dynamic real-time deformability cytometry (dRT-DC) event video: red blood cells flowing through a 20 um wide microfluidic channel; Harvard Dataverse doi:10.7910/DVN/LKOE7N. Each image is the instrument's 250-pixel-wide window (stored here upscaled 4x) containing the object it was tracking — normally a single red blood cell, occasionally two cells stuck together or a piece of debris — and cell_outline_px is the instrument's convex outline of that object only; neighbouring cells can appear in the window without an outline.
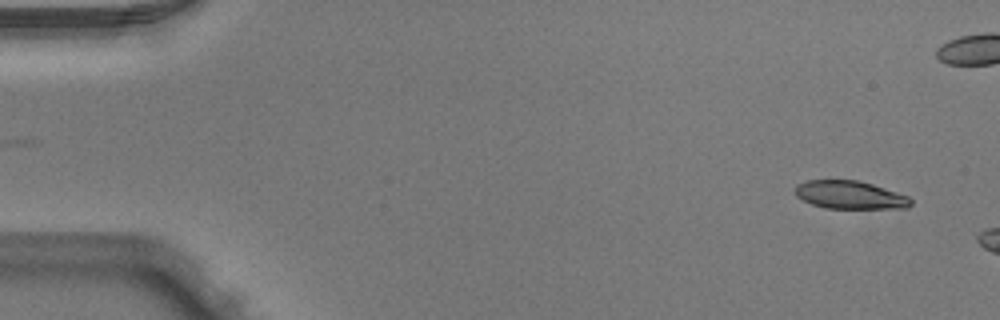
{"species": "Egyptian fruit bat (a non-hibernating species)", "species_latin": "Rousettus aegyptiacus", "temperature_condition": "warm", "stored_images_in_passage": 3, "camera_frame_rate_fps": 3000, "um_per_image_px": 0.085, "animal": {"sex": "male"}, "frame": {"image": 1, "passage_image": 1, "time_ms": 0.0, "image_size_px": [1000, 320], "cell_outline_px": [[912, 204], [908, 208], [824, 208], [812, 204], [796, 196], [796, 184], [808, 180], [856, 180], [872, 184], [908, 196], [912, 200]], "centroid_in_image_um": [72.25, 16.57], "position_along_channel_um": 12.7, "area_um2": 18.79}}